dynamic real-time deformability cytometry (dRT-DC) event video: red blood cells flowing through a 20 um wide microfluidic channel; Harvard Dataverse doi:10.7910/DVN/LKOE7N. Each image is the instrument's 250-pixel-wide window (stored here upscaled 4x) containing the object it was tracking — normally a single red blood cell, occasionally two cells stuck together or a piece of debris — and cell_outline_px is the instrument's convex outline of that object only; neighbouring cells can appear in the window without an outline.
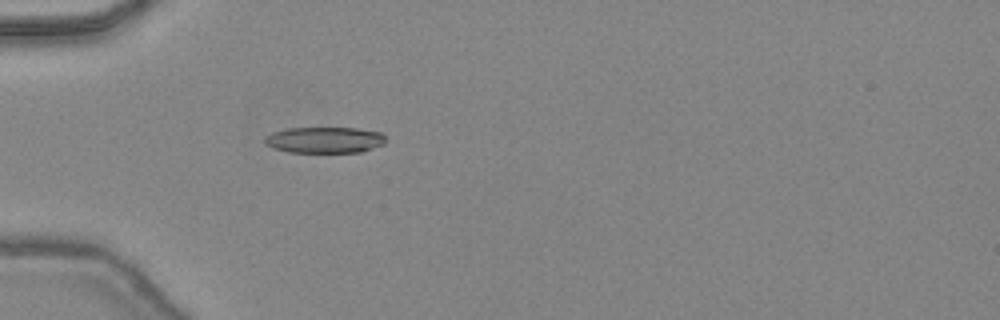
{"species": "common noctule bat (a hibernating species)", "species_latin": "Nyctalus noctula", "temperature_condition": "warm", "stored_images_in_passage": 20, "camera_frame_rate_fps": 3000, "um_per_image_px": 0.085, "animal": {"sex": "female", "body_mass_g": 24.6, "forearm_length_mm": 56.2}, "frame": {"image": 1, "passage_image": 16, "time_ms": 5.0, "image_size_px": [1000, 320], "cell_outline_px": [[388, 140], [384, 144], [360, 152], [288, 152], [272, 148], [264, 144], [264, 136], [272, 132], [288, 128], [356, 128], [380, 132]], "centroid_in_image_um": [27.56, 11.89], "position_along_channel_um": 57.4, "area_um2": 18.55}}
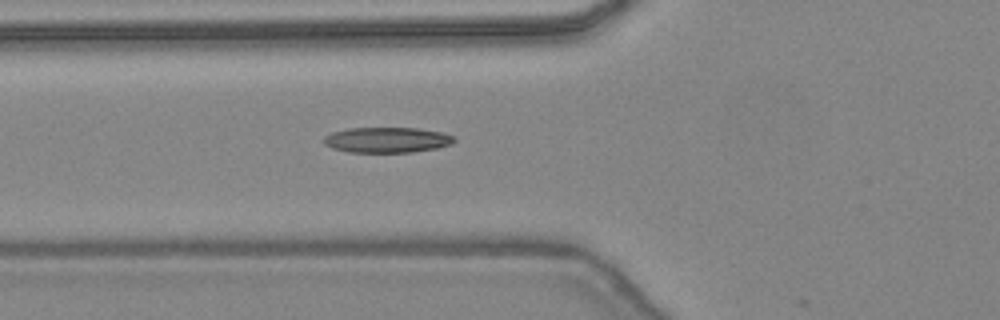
{"frame": {"image": 2, "passage_image": 19, "time_ms": 6.0, "image_size_px": [1000, 320], "cell_outline_px": [[456, 140], [452, 144], [436, 148], [412, 152], [348, 152], [332, 148], [324, 144], [324, 136], [332, 132], [348, 128], [416, 128], [440, 132], [456, 136]], "centroid_in_image_um": [32.9, 11.89], "position_along_channel_um": 92.9, "area_um2": 19.36}}